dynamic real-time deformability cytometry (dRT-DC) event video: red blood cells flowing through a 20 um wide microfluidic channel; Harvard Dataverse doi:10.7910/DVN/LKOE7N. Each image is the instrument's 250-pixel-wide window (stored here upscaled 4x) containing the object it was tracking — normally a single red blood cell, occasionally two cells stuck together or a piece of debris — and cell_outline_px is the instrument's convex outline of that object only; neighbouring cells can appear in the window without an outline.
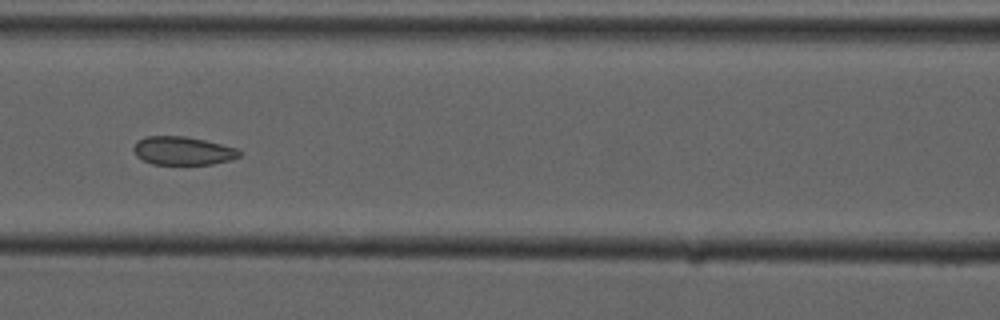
{"species": "common noctule bat (a hibernating species)", "species_latin": "Nyctalus noctula", "temperature_condition": "cold", "stored_images_in_passage": 13, "camera_frame_rate_fps": 3000, "um_per_image_px": 0.085, "animal": {"sex": "male", "forearm_length_mm": 52.5}, "frame": {"image": 1, "passage_image": 6, "time_ms": 6.667, "image_size_px": [1000, 320], "cell_outline_px": [[240, 156], [232, 160], [212, 164], [152, 164], [136, 156], [132, 148], [136, 140], [144, 136], [184, 136], [204, 140], [236, 148], [240, 152]], "centroid_in_image_um": [15.5, 12.81], "position_along_channel_um": 151.1, "area_um2": 17.51}}
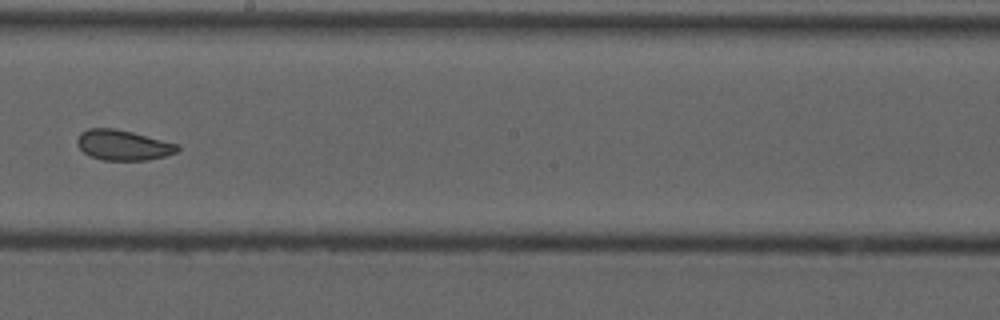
{"frame": {"image": 2, "passage_image": 8, "time_ms": 9.0, "image_size_px": [1000, 320], "cell_outline_px": [[180, 148], [176, 152], [164, 156], [148, 160], [104, 160], [92, 156], [84, 152], [76, 144], [76, 140], [80, 132], [88, 128], [112, 128], [132, 132], [180, 144]], "centroid_in_image_um": [10.46, 12.32], "position_along_channel_um": 237.7, "area_um2": 17.69}}
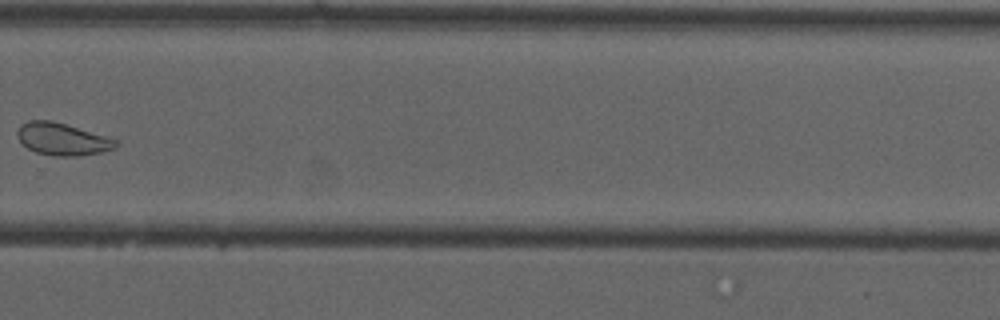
{"frame": {"image": 3, "passage_image": 10, "time_ms": 11.333, "image_size_px": [1000, 320], "cell_outline_px": [[120, 144], [116, 148], [100, 152], [76, 156], [52, 156], [36, 152], [28, 148], [16, 136], [16, 132], [20, 124], [28, 120], [52, 120], [120, 140]], "centroid_in_image_um": [5.31, 11.82], "position_along_channel_um": 324.5, "area_um2": 18.67}, "authors_computed_cell_mechanics": {"area_um2": 18.8428, "velocity_mm_per_s": 3.7379, "shape_relaxation_time_tau1_ms": 5.4451, "shape_relaxation_time_tau2_ms": null, "deformation_change_tau1": 0.0746, "deformation_change_tau2": null}}